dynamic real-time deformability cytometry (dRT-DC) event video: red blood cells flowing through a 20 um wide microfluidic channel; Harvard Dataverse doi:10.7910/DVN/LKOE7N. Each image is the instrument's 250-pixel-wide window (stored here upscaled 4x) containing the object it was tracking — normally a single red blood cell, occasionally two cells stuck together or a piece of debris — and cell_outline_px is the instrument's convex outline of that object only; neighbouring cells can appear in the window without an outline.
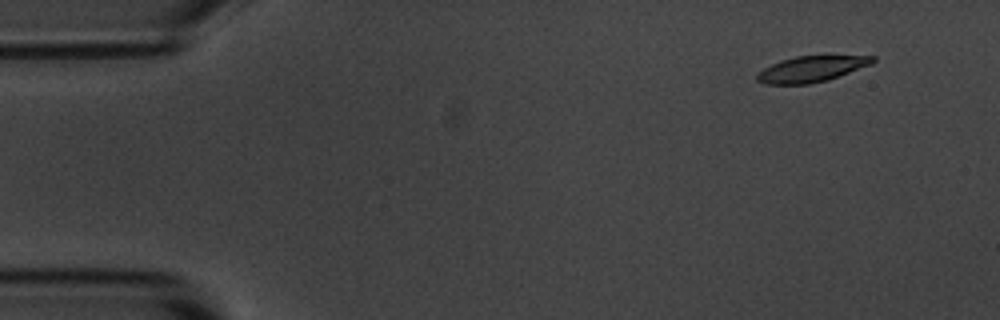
{"species": "common noctule bat (a hibernating species)", "species_latin": "Nyctalus noctula", "temperature_condition": "room temperature", "stored_images_in_passage": 8, "camera_frame_rate_fps": 3000, "um_per_image_px": 0.085, "animal": {"sex": "male", "body_mass_g": 20.1, "forearm_length_mm": 53.5}, "frame": {"image": 1, "passage_image": 2, "time_ms": 1.333, "image_size_px": [1000, 320], "cell_outline_px": [[876, 60], [872, 64], [828, 80], [808, 84], [764, 84], [756, 80], [756, 72], [780, 60], [796, 56], [876, 56]], "centroid_in_image_um": [68.94, 5.87], "position_along_channel_um": 16.1, "area_um2": 17.46}}
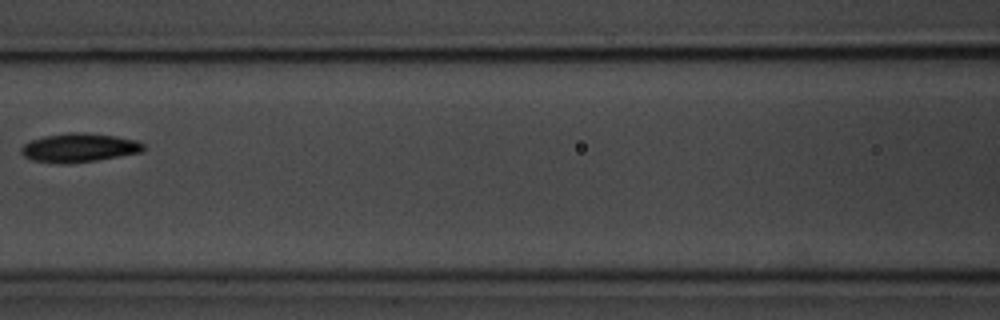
{"frame": {"image": 2, "passage_image": 7, "time_ms": 8.0, "image_size_px": [1000, 320], "cell_outline_px": [[144, 148], [140, 152], [120, 156], [96, 160], [64, 164], [32, 160], [24, 156], [20, 152], [20, 148], [24, 144], [32, 140], [44, 136], [68, 132], [88, 132], [116, 136], [136, 140], [144, 144]], "centroid_in_image_um": [6.71, 12.54], "position_along_channel_um": 159.9, "area_um2": 20.52}}
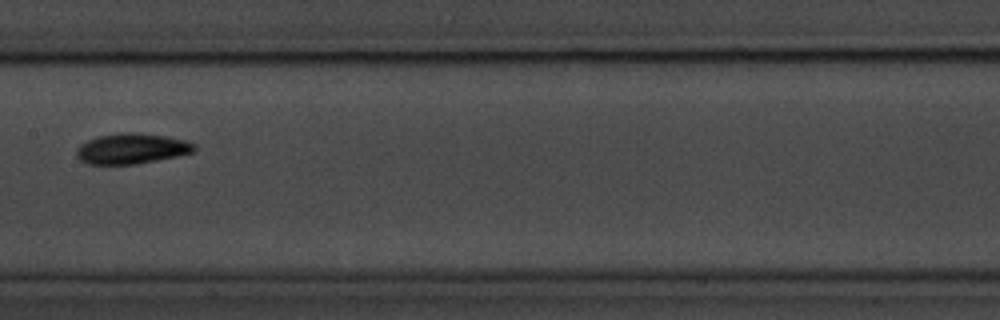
{"frame": {"image": 3, "passage_image": 8, "time_ms": 9.0, "image_size_px": [1000, 320], "cell_outline_px": [[196, 152], [180, 156], [136, 164], [88, 164], [80, 160], [76, 156], [76, 148], [80, 144], [96, 136], [120, 132], [136, 132], [168, 136], [184, 140], [196, 144]], "centroid_in_image_um": [11.21, 12.62], "position_along_channel_um": 196.2, "area_um2": 21.33}}